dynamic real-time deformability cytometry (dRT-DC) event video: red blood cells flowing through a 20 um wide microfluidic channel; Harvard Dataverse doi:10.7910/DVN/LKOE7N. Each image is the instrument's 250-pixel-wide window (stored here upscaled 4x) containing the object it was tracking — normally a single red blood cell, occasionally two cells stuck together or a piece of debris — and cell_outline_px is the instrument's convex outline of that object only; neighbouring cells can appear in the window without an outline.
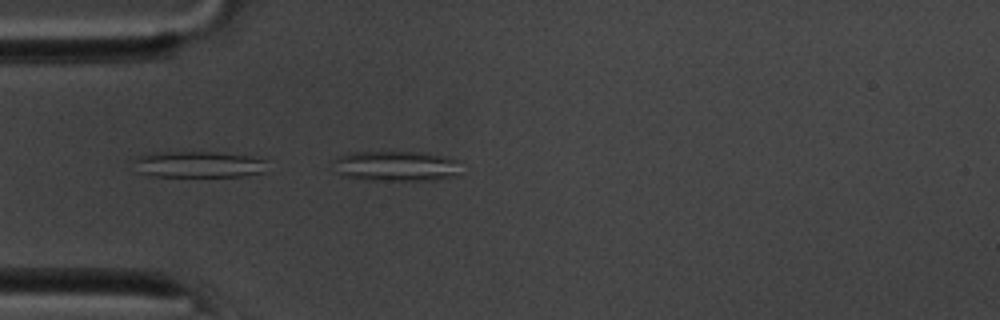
{"species": "common noctule bat (a hibernating species)", "species_latin": "Nyctalus noctula", "temperature_condition": "room temperature", "stored_images_in_passage": 4, "camera_frame_rate_fps": 3000, "um_per_image_px": 0.085, "animal": {"sex": "male", "body_mass_g": 20.1, "forearm_length_mm": 53.5}, "frame": {"image": 1, "passage_image": 4, "time_ms": 1.0, "image_size_px": [1000, 320], "cell_outline_px": [[460, 176], [436, 180], [368, 180], [344, 176], [336, 172], [336, 160], [340, 156], [352, 152], [428, 152], [444, 156], [456, 160]], "centroid_in_image_um": [33.73, 14.12], "position_along_channel_um": 51.3, "area_um2": 22.48}}